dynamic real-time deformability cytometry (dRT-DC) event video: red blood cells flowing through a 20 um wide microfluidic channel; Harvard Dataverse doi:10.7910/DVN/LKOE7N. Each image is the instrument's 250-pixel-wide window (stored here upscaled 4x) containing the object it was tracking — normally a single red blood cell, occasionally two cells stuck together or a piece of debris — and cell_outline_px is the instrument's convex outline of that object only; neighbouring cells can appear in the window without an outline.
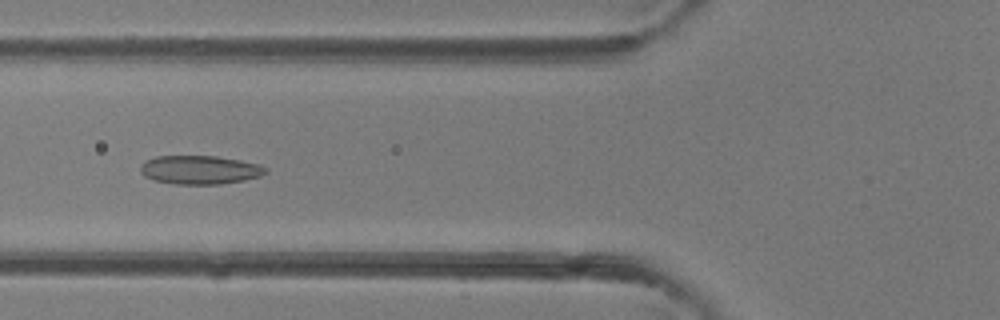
{"species": "common noctule bat (a hibernating species)", "species_latin": "Nyctalus noctula", "temperature_condition": "room temperature", "stored_images_in_passage": 32, "camera_frame_rate_fps": 3000, "um_per_image_px": 0.085, "animal": {"sex": "female"}, "frame": {"image": 1, "passage_image": 6, "time_ms": 1.667, "image_size_px": [1000, 320], "cell_outline_px": [[264, 172], [260, 176], [244, 180], [220, 184], [176, 184], [152, 180], [144, 176], [140, 172], [140, 168], [148, 160], [156, 156], [216, 156], [240, 160], [260, 164], [264, 168]], "centroid_in_image_um": [16.96, 14.44], "position_along_channel_um": 108.8, "area_um2": 20.69}}
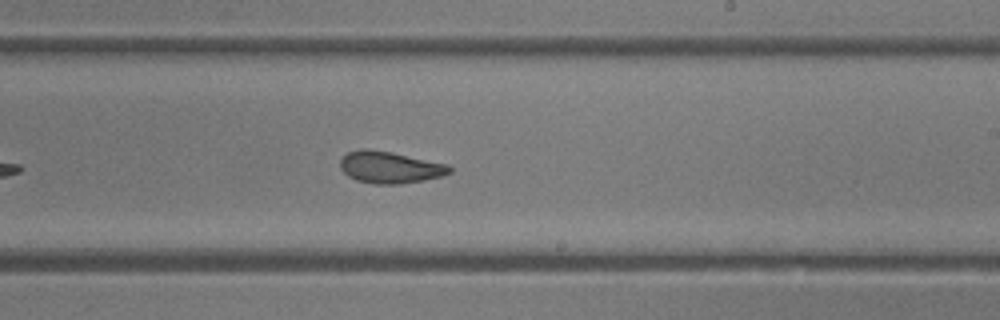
{"frame": {"image": 2, "passage_image": 15, "time_ms": 4.667, "image_size_px": [1000, 320], "cell_outline_px": [[452, 172], [440, 176], [424, 180], [400, 184], [376, 184], [356, 180], [348, 176], [340, 168], [340, 160], [348, 152], [360, 148], [364, 148], [392, 152], [448, 164], [452, 168]], "centroid_in_image_um": [33.13, 14.22], "position_along_channel_um": 255.9, "area_um2": 20.29}}
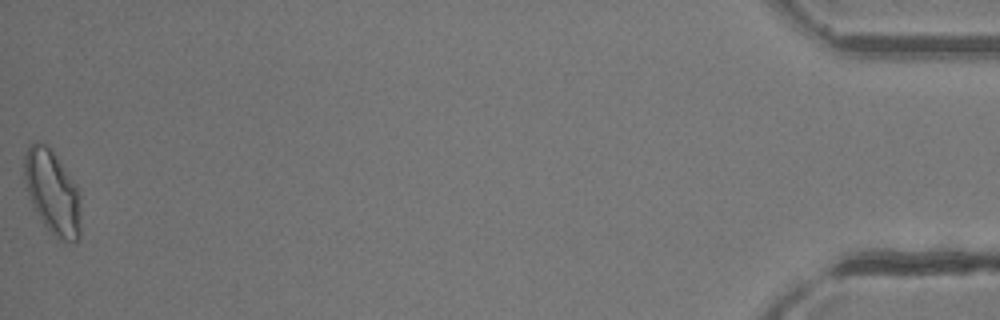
{"frame": {"image": 3, "passage_image": 32, "time_ms": 10.333, "image_size_px": [1000, 320], "cell_outline_px": [[80, 236], [76, 240], [60, 240], [44, 224], [32, 204], [24, 188], [24, 152], [28, 144], [36, 140], [40, 140], [48, 144], [76, 184], [80, 192]], "centroid_in_image_um": [4.42, 16.25], "position_along_channel_um": 430.8, "area_um2": 27.98}}